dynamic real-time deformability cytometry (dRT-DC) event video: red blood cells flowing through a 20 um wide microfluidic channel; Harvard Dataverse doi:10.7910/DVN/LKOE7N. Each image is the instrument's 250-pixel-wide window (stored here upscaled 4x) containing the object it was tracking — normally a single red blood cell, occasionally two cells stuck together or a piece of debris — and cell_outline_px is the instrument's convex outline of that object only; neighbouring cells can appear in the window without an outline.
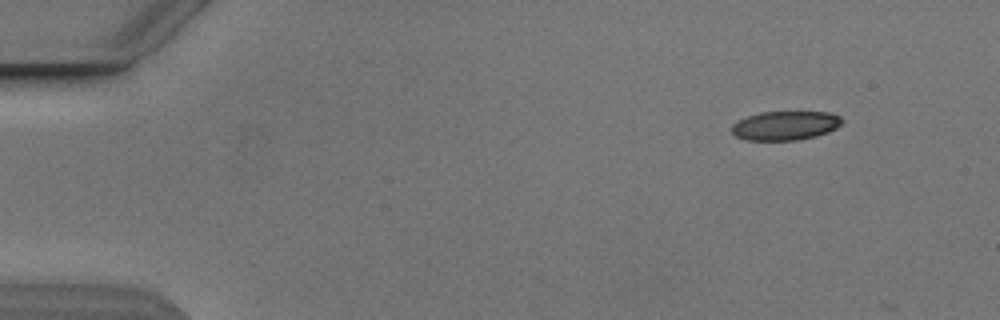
{"species": "Egyptian fruit bat (a non-hibernating species)", "species_latin": "Rousettus aegyptiacus", "temperature_condition": "cold", "stored_images_in_passage": 2, "camera_frame_rate_fps": 3000, "um_per_image_px": 0.085, "animal": {"sex": "male"}, "frame": {"image": 1, "passage_image": 1, "time_ms": 0.0, "image_size_px": [1000, 320], "cell_outline_px": [[844, 120], [836, 128], [828, 132], [816, 136], [796, 140], [744, 140], [736, 136], [732, 132], [732, 124], [736, 120], [760, 112], [828, 112], [840, 116]], "centroid_in_image_um": [66.73, 10.67], "position_along_channel_um": 18.3, "area_um2": 18.73}}